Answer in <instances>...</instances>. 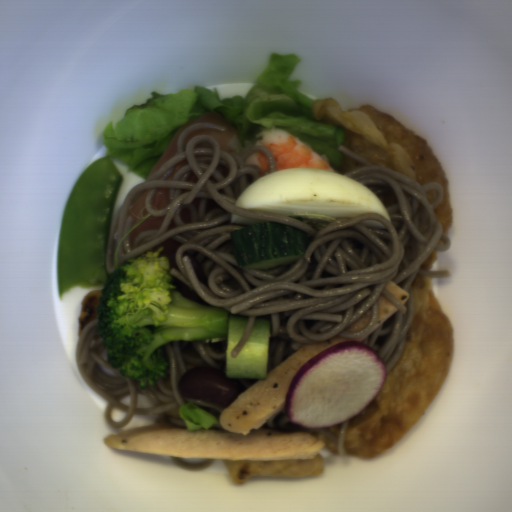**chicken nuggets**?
Listing matches in <instances>:
<instances>
[{
    "mask_svg": "<svg viewBox=\"0 0 512 512\" xmlns=\"http://www.w3.org/2000/svg\"><path fill=\"white\" fill-rule=\"evenodd\" d=\"M101 290L88 292L80 302V314L78 316L79 337L86 325L93 320H97L96 312L100 302L99 295Z\"/></svg>",
    "mask_w": 512,
    "mask_h": 512,
    "instance_id": "f4ed5422",
    "label": "chicken nuggets"
},
{
    "mask_svg": "<svg viewBox=\"0 0 512 512\" xmlns=\"http://www.w3.org/2000/svg\"><path fill=\"white\" fill-rule=\"evenodd\" d=\"M231 480L243 484L251 477L295 478L316 477L323 474L322 455L312 459L295 460H224L222 461Z\"/></svg>",
    "mask_w": 512,
    "mask_h": 512,
    "instance_id": "90cb4de2",
    "label": "chicken nuggets"
}]
</instances>
